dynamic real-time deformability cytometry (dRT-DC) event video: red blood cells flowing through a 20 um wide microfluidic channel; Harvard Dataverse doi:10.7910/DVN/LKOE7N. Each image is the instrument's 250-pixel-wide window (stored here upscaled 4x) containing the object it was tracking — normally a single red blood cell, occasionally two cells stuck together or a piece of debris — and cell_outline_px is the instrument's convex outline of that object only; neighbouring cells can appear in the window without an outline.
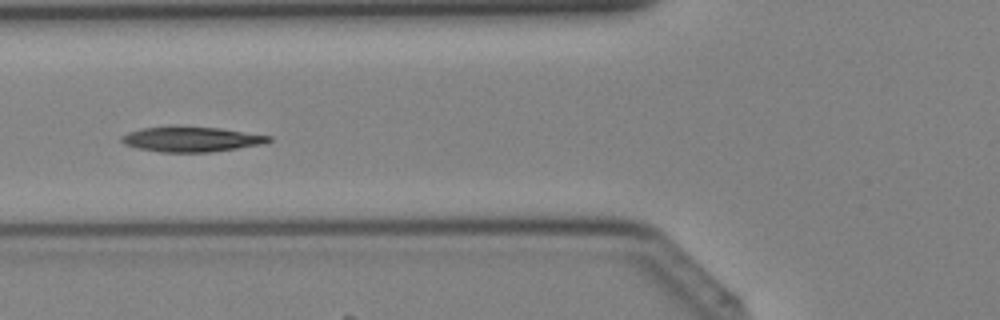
{"species": "Egyptian fruit bat (a non-hibernating species)", "species_latin": "Rousettus aegyptiacus", "temperature_condition": "cold", "stored_images_in_passage": 39, "camera_frame_rate_fps": 3000, "um_per_image_px": 0.085, "animal": {"sex": "female"}, "frame": {"image": 1, "passage_image": 14, "time_ms": 4.333, "image_size_px": [1000, 320], "cell_outline_px": [[272, 140], [268, 144], [212, 152], [160, 152], [136, 148], [124, 144], [120, 140], [120, 136], [128, 132], [144, 128], [220, 128], [272, 136]], "centroid_in_image_um": [16.33, 11.87], "position_along_channel_um": 109.5, "area_um2": 21.21}}
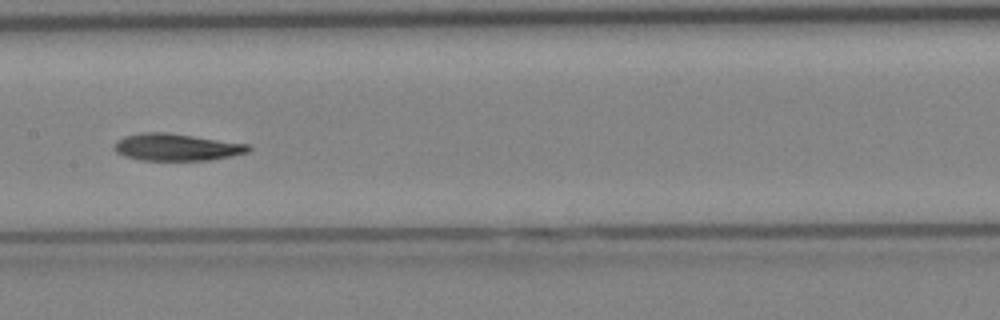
{"frame": {"image": 2, "passage_image": 19, "time_ms": 6.0, "image_size_px": [1000, 320], "cell_outline_px": [[252, 148], [248, 152], [232, 156], [208, 160], [140, 160], [124, 156], [116, 152], [112, 148], [116, 140], [124, 136], [144, 132], [168, 132], [252, 144]], "centroid_in_image_um": [15.02, 12.5], "position_along_channel_um": 192.4, "area_um2": 21.5}}
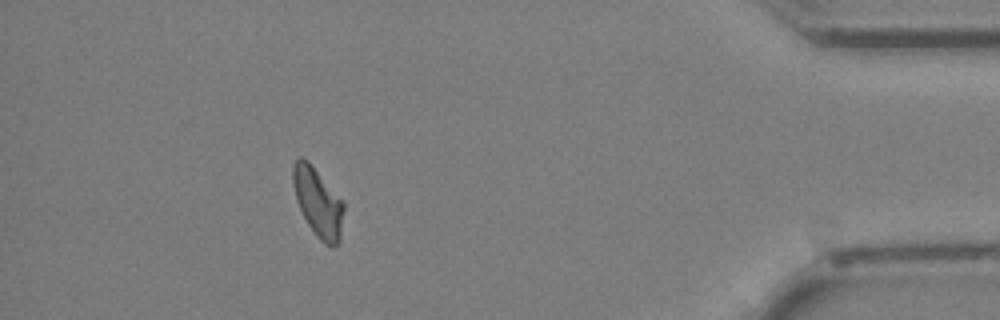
{"frame": {"image": 3, "passage_image": 35, "time_ms": 11.333, "image_size_px": [1000, 320], "cell_outline_px": [[344, 208], [340, 236], [336, 244], [332, 248], [324, 244], [316, 236], [308, 224], [300, 208], [296, 196], [292, 180], [292, 164], [300, 156], [308, 160], [344, 204]], "centroid_in_image_um": [27.01, 17.2], "position_along_channel_um": 408.2, "area_um2": 19.88}}